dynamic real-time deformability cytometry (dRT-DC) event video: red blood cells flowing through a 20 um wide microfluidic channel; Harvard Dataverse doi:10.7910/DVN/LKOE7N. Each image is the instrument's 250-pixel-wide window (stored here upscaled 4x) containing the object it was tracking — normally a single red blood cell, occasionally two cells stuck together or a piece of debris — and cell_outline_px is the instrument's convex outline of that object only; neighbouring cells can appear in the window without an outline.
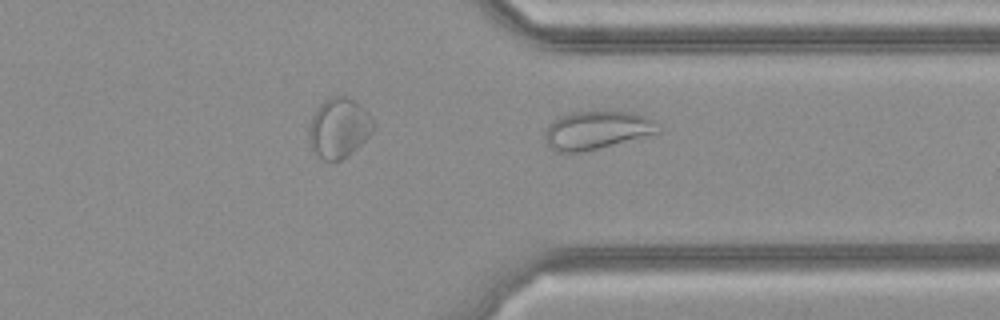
{"species": "common noctule bat (a hibernating species)", "species_latin": "Nyctalus noctula", "temperature_condition": "cold", "stored_images_in_passage": 18, "camera_frame_rate_fps": 3000, "um_per_image_px": 0.085, "animal": {"sex": "female", "body_mass_g": 21.9}, "frame": {"image": 1, "passage_image": 18, "time_ms": 5.667, "image_size_px": [1000, 320], "cell_outline_px": [[660, 132], [580, 152], [556, 152], [544, 140], [544, 132], [548, 124], [552, 120], [560, 116], [572, 112], [632, 112], [648, 116], [656, 120]], "centroid_in_image_um": [50.7, 11.05], "position_along_channel_um": 360.7, "area_um2": 24.97}}